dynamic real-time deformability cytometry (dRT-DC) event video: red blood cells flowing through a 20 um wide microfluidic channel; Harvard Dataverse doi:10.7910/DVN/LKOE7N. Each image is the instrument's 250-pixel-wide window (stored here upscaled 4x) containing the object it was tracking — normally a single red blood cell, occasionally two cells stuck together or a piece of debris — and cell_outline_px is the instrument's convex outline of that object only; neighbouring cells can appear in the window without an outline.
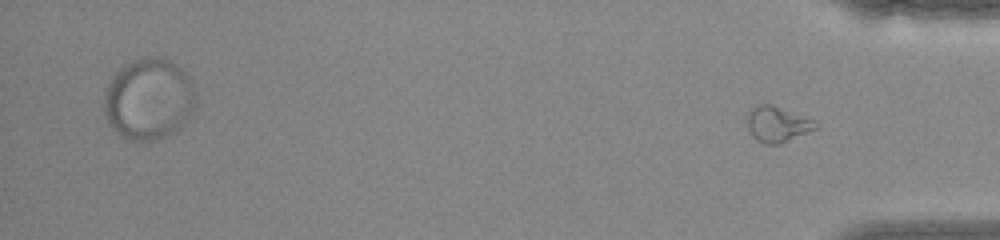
{"species": "common noctule bat (a hibernating species)", "species_latin": "Nyctalus noctula", "temperature_condition": "warm", "stored_images_in_passage": 41, "segment_of_instrument_passage": [2, 2], "camera_frame_rate_fps": 3000, "um_per_image_px": 0.085, "animal": {"sex": "female", "body_mass_g": 22.0, "forearm_length_mm": 56.7}, "frame": {"image": 1, "passage_image": 41, "time_ms": 13.333, "image_size_px": [1000, 240], "cell_outline_px": [[820, 128], [780, 144], [764, 144], [756, 140], [752, 136], [748, 128], [748, 112], [756, 104], [772, 104], [816, 120], [820, 124]], "centroid_in_image_um": [66.14, 10.56], "position_along_channel_um": 369.1, "area_um2": 14.57}}